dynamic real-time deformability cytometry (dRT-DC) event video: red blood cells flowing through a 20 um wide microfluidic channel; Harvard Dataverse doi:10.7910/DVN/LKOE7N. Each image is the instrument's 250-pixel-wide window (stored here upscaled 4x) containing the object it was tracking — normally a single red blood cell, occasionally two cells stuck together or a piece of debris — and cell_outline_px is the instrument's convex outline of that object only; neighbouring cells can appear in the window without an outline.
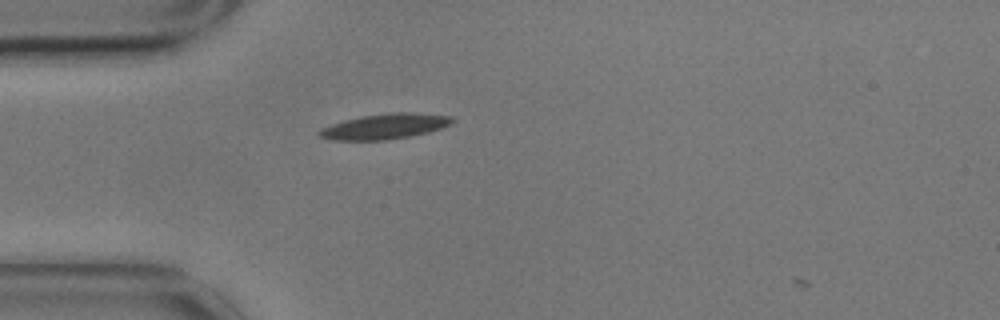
{"species": "common noctule bat (a hibernating species)", "species_latin": "Nyctalus noctula", "temperature_condition": "cold", "stored_images_in_passage": 4, "camera_frame_rate_fps": 3000, "um_per_image_px": 0.085, "animal": {"sex": "male", "body_mass_g": 17.9}, "frame": {"image": 1, "passage_image": 3, "time_ms": 0.667, "image_size_px": [1000, 320], "cell_outline_px": [[456, 120], [452, 124], [428, 132], [388, 140], [332, 140], [316, 136], [316, 132], [320, 128], [344, 120], [360, 116], [392, 112], [412, 112], [452, 116]], "centroid_in_image_um": [32.68, 10.74], "position_along_channel_um": 52.3, "area_um2": 19.83}}